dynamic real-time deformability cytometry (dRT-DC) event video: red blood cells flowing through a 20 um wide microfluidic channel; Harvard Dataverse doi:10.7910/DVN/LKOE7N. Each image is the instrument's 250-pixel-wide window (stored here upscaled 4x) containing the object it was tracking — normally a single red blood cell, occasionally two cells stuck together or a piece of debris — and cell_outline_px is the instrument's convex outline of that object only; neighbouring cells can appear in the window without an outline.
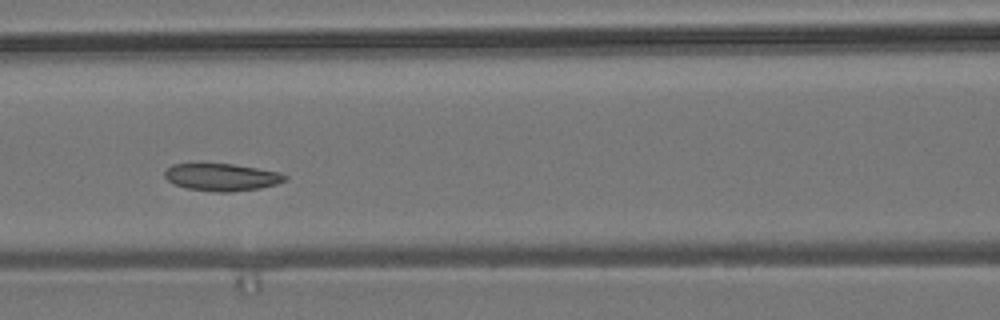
{"species": "common noctule bat (a hibernating species)", "species_latin": "Nyctalus noctula", "temperature_condition": "room temperature", "stored_images_in_passage": 9, "camera_frame_rate_fps": 3000, "um_per_image_px": 0.085, "animal": {"sex": "male", "body_mass_g": 19.2, "forearm_length_mm": 51.8}, "frame": {"image": 1, "passage_image": 6, "time_ms": 1.667, "image_size_px": [1000, 320], "cell_outline_px": [[288, 176], [284, 180], [276, 184], [260, 188], [228, 192], [216, 192], [188, 188], [172, 184], [164, 176], [164, 172], [172, 164], [232, 164], [280, 172]], "centroid_in_image_um": [18.83, 15.06], "position_along_channel_um": 147.8, "area_um2": 18.96}}
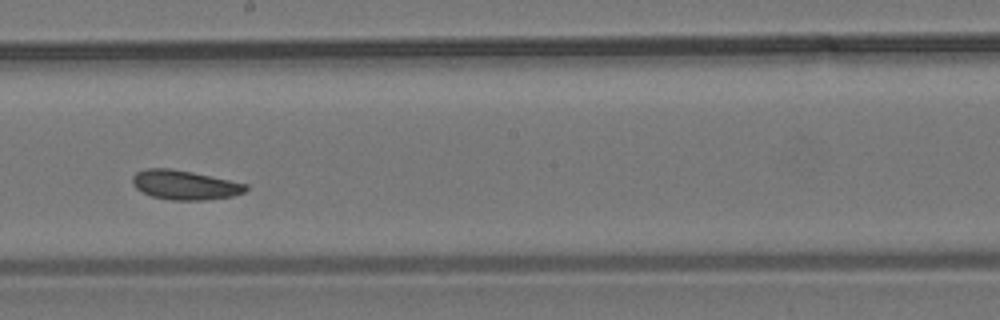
{"frame": {"image": 2, "passage_image": 8, "time_ms": 2.333, "image_size_px": [1000, 320], "cell_outline_px": [[248, 188], [244, 192], [232, 196], [208, 200], [172, 200], [152, 196], [140, 192], [132, 184], [132, 176], [136, 172], [148, 168], [172, 168], [192, 172], [248, 184]], "centroid_in_image_um": [15.68, 15.72], "position_along_channel_um": 232.5, "area_um2": 19.48}}
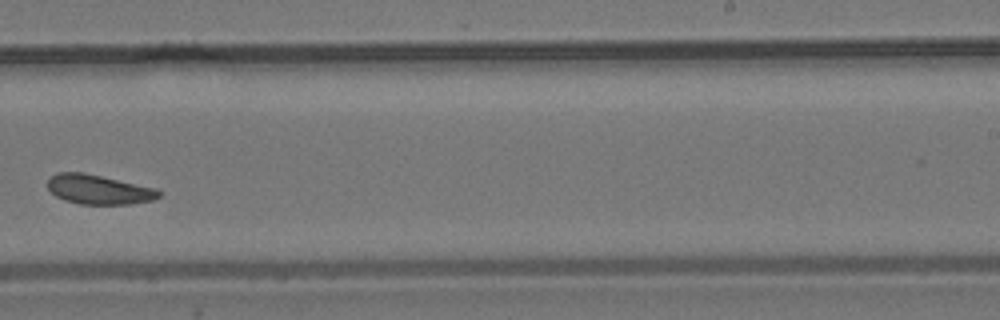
{"frame": {"image": 3, "passage_image": 9, "time_ms": 2.667, "image_size_px": [1000, 320], "cell_outline_px": [[160, 196], [156, 200], [132, 204], [80, 204], [64, 200], [56, 196], [48, 188], [48, 180], [56, 172], [80, 172], [100, 176], [156, 188], [160, 192]], "centroid_in_image_um": [8.4, 16.12], "position_along_channel_um": 280.6, "area_um2": 19.02}}